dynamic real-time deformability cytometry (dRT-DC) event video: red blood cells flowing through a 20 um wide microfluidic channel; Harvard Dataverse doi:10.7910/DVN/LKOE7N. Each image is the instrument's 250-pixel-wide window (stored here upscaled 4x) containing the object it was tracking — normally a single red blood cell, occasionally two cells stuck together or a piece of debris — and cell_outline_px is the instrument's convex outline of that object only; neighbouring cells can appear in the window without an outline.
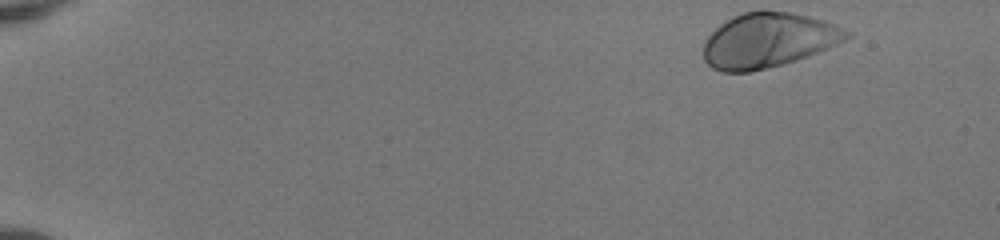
{"species": "human", "species_latin": "Homo sapiens", "temperature_condition": "room temperature", "stored_images_in_passage": 47, "camera_frame_rate_fps": 3000, "um_per_image_px": 0.085, "donor": {"sex": "female"}, "frame": {"image": 1, "passage_image": 1, "time_ms": 0.0, "image_size_px": [1000, 240], "cell_outline_px": [[852, 36], [836, 44], [796, 60], [748, 72], [724, 72], [712, 68], [704, 60], [704, 44], [708, 36], [720, 24], [744, 12], [792, 12], [808, 16], [844, 28], [852, 32]], "centroid_in_image_um": [65.29, 3.44], "position_along_channel_um": 19.7, "area_um2": 44.68}}
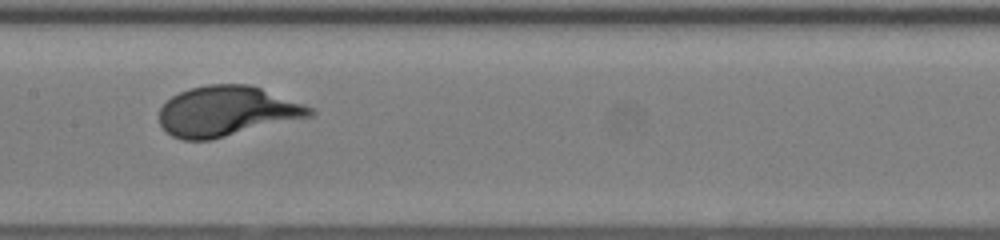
{"frame": {"image": 2, "passage_image": 24, "time_ms": 7.667, "image_size_px": [1000, 240], "cell_outline_px": [[316, 112], [312, 116], [208, 140], [184, 140], [172, 136], [160, 124], [160, 108], [172, 96], [180, 92], [192, 88], [208, 84], [248, 84], [260, 88], [316, 108]], "centroid_in_image_um": [19.3, 9.45], "position_along_channel_um": 188.1, "area_um2": 43.58}}
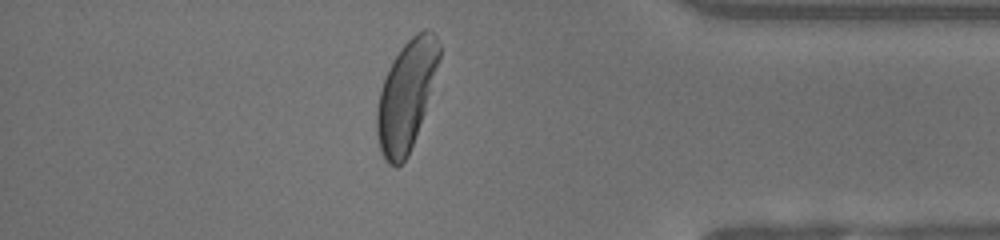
{"frame": {"image": 3, "passage_image": 41, "time_ms": 13.333, "image_size_px": [1000, 240], "cell_outline_px": [[440, 56], [424, 112], [408, 156], [396, 168], [388, 164], [384, 160], [380, 152], [376, 132], [376, 112], [380, 92], [384, 80], [396, 56], [404, 44], [416, 32], [424, 28], [428, 28], [436, 36], [440, 44]], "centroid_in_image_um": [34.52, 8.14], "position_along_channel_um": 400.7, "area_um2": 39.07}, "authors_computed_cell_mechanics": {"area_um2": 43.2344, "velocity_mm_per_s": 4.0906, "shape_relaxation_time_tau1_ms": 2.1129, "shape_relaxation_time_tau2_ms": null, "deformation_change_tau1": 0.1707, "deformation_change_tau2": null}}